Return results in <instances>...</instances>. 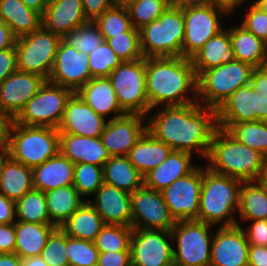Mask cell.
Wrapping results in <instances>:
<instances>
[{"label": "cell", "instance_id": "49", "mask_svg": "<svg viewBox=\"0 0 267 266\" xmlns=\"http://www.w3.org/2000/svg\"><path fill=\"white\" fill-rule=\"evenodd\" d=\"M245 5L249 7H246V10H248L245 12L243 19L239 21V24L267 43V14L257 8L252 2H250V5Z\"/></svg>", "mask_w": 267, "mask_h": 266}, {"label": "cell", "instance_id": "57", "mask_svg": "<svg viewBox=\"0 0 267 266\" xmlns=\"http://www.w3.org/2000/svg\"><path fill=\"white\" fill-rule=\"evenodd\" d=\"M248 266H267V246L249 245Z\"/></svg>", "mask_w": 267, "mask_h": 266}, {"label": "cell", "instance_id": "40", "mask_svg": "<svg viewBox=\"0 0 267 266\" xmlns=\"http://www.w3.org/2000/svg\"><path fill=\"white\" fill-rule=\"evenodd\" d=\"M132 232L130 226L105 224L94 244L99 252L130 251Z\"/></svg>", "mask_w": 267, "mask_h": 266}, {"label": "cell", "instance_id": "58", "mask_svg": "<svg viewBox=\"0 0 267 266\" xmlns=\"http://www.w3.org/2000/svg\"><path fill=\"white\" fill-rule=\"evenodd\" d=\"M250 85L256 92H267V66L253 69Z\"/></svg>", "mask_w": 267, "mask_h": 266}, {"label": "cell", "instance_id": "43", "mask_svg": "<svg viewBox=\"0 0 267 266\" xmlns=\"http://www.w3.org/2000/svg\"><path fill=\"white\" fill-rule=\"evenodd\" d=\"M62 39L78 52L85 54H90L105 41L94 21H89L80 27L74 28Z\"/></svg>", "mask_w": 267, "mask_h": 266}, {"label": "cell", "instance_id": "21", "mask_svg": "<svg viewBox=\"0 0 267 266\" xmlns=\"http://www.w3.org/2000/svg\"><path fill=\"white\" fill-rule=\"evenodd\" d=\"M94 197V199H93ZM88 202L105 224L132 227L131 194L104 183ZM93 200V201H92Z\"/></svg>", "mask_w": 267, "mask_h": 266}, {"label": "cell", "instance_id": "48", "mask_svg": "<svg viewBox=\"0 0 267 266\" xmlns=\"http://www.w3.org/2000/svg\"><path fill=\"white\" fill-rule=\"evenodd\" d=\"M67 234L57 227L48 237L40 256L48 266H69Z\"/></svg>", "mask_w": 267, "mask_h": 266}, {"label": "cell", "instance_id": "34", "mask_svg": "<svg viewBox=\"0 0 267 266\" xmlns=\"http://www.w3.org/2000/svg\"><path fill=\"white\" fill-rule=\"evenodd\" d=\"M104 226L103 219L94 207L84 201L60 228L71 238L94 242Z\"/></svg>", "mask_w": 267, "mask_h": 266}, {"label": "cell", "instance_id": "15", "mask_svg": "<svg viewBox=\"0 0 267 266\" xmlns=\"http://www.w3.org/2000/svg\"><path fill=\"white\" fill-rule=\"evenodd\" d=\"M202 187V166L174 181L161 193L175 221L198 220Z\"/></svg>", "mask_w": 267, "mask_h": 266}, {"label": "cell", "instance_id": "18", "mask_svg": "<svg viewBox=\"0 0 267 266\" xmlns=\"http://www.w3.org/2000/svg\"><path fill=\"white\" fill-rule=\"evenodd\" d=\"M249 243L243 227H218L213 234L210 266H248Z\"/></svg>", "mask_w": 267, "mask_h": 266}, {"label": "cell", "instance_id": "42", "mask_svg": "<svg viewBox=\"0 0 267 266\" xmlns=\"http://www.w3.org/2000/svg\"><path fill=\"white\" fill-rule=\"evenodd\" d=\"M94 23L99 27L104 40L123 35L132 27L127 8L118 5L107 9Z\"/></svg>", "mask_w": 267, "mask_h": 266}, {"label": "cell", "instance_id": "47", "mask_svg": "<svg viewBox=\"0 0 267 266\" xmlns=\"http://www.w3.org/2000/svg\"><path fill=\"white\" fill-rule=\"evenodd\" d=\"M69 266H97L99 251L94 242L71 238L67 235Z\"/></svg>", "mask_w": 267, "mask_h": 266}, {"label": "cell", "instance_id": "30", "mask_svg": "<svg viewBox=\"0 0 267 266\" xmlns=\"http://www.w3.org/2000/svg\"><path fill=\"white\" fill-rule=\"evenodd\" d=\"M230 38L237 61L253 68L267 66V43L247 31L240 24L230 25Z\"/></svg>", "mask_w": 267, "mask_h": 266}, {"label": "cell", "instance_id": "5", "mask_svg": "<svg viewBox=\"0 0 267 266\" xmlns=\"http://www.w3.org/2000/svg\"><path fill=\"white\" fill-rule=\"evenodd\" d=\"M182 11L185 22L182 56L189 59L210 38L226 27L224 17L228 18L232 15V9L229 6L212 0L182 3Z\"/></svg>", "mask_w": 267, "mask_h": 266}, {"label": "cell", "instance_id": "3", "mask_svg": "<svg viewBox=\"0 0 267 266\" xmlns=\"http://www.w3.org/2000/svg\"><path fill=\"white\" fill-rule=\"evenodd\" d=\"M202 165V187L198 221L213 226H235L239 194L243 181L215 173Z\"/></svg>", "mask_w": 267, "mask_h": 266}, {"label": "cell", "instance_id": "62", "mask_svg": "<svg viewBox=\"0 0 267 266\" xmlns=\"http://www.w3.org/2000/svg\"><path fill=\"white\" fill-rule=\"evenodd\" d=\"M27 7L44 14L47 3L45 0H21Z\"/></svg>", "mask_w": 267, "mask_h": 266}, {"label": "cell", "instance_id": "35", "mask_svg": "<svg viewBox=\"0 0 267 266\" xmlns=\"http://www.w3.org/2000/svg\"><path fill=\"white\" fill-rule=\"evenodd\" d=\"M104 183L132 194L144 185V176L132 165L127 156H115L103 165Z\"/></svg>", "mask_w": 267, "mask_h": 266}, {"label": "cell", "instance_id": "16", "mask_svg": "<svg viewBox=\"0 0 267 266\" xmlns=\"http://www.w3.org/2000/svg\"><path fill=\"white\" fill-rule=\"evenodd\" d=\"M90 79L92 75L88 65V54L78 52L61 39L48 81L76 93Z\"/></svg>", "mask_w": 267, "mask_h": 266}, {"label": "cell", "instance_id": "23", "mask_svg": "<svg viewBox=\"0 0 267 266\" xmlns=\"http://www.w3.org/2000/svg\"><path fill=\"white\" fill-rule=\"evenodd\" d=\"M87 22L82 0L52 1L42 15V25L61 38Z\"/></svg>", "mask_w": 267, "mask_h": 266}, {"label": "cell", "instance_id": "17", "mask_svg": "<svg viewBox=\"0 0 267 266\" xmlns=\"http://www.w3.org/2000/svg\"><path fill=\"white\" fill-rule=\"evenodd\" d=\"M147 131L146 117L124 114L107 120L101 140L111 157L127 156L139 138Z\"/></svg>", "mask_w": 267, "mask_h": 266}, {"label": "cell", "instance_id": "44", "mask_svg": "<svg viewBox=\"0 0 267 266\" xmlns=\"http://www.w3.org/2000/svg\"><path fill=\"white\" fill-rule=\"evenodd\" d=\"M171 4V0H137L126 6L135 29L150 24Z\"/></svg>", "mask_w": 267, "mask_h": 266}, {"label": "cell", "instance_id": "4", "mask_svg": "<svg viewBox=\"0 0 267 266\" xmlns=\"http://www.w3.org/2000/svg\"><path fill=\"white\" fill-rule=\"evenodd\" d=\"M265 156L236 141L218 128L213 135L205 166L211 171L243 182L257 181Z\"/></svg>", "mask_w": 267, "mask_h": 266}, {"label": "cell", "instance_id": "41", "mask_svg": "<svg viewBox=\"0 0 267 266\" xmlns=\"http://www.w3.org/2000/svg\"><path fill=\"white\" fill-rule=\"evenodd\" d=\"M104 184L103 168L87 163L74 164L73 186L79 195L88 201Z\"/></svg>", "mask_w": 267, "mask_h": 266}, {"label": "cell", "instance_id": "67", "mask_svg": "<svg viewBox=\"0 0 267 266\" xmlns=\"http://www.w3.org/2000/svg\"><path fill=\"white\" fill-rule=\"evenodd\" d=\"M114 1H115V5L126 7L132 2H135L137 0H114Z\"/></svg>", "mask_w": 267, "mask_h": 266}, {"label": "cell", "instance_id": "65", "mask_svg": "<svg viewBox=\"0 0 267 266\" xmlns=\"http://www.w3.org/2000/svg\"><path fill=\"white\" fill-rule=\"evenodd\" d=\"M257 182L267 189V157H265Z\"/></svg>", "mask_w": 267, "mask_h": 266}, {"label": "cell", "instance_id": "36", "mask_svg": "<svg viewBox=\"0 0 267 266\" xmlns=\"http://www.w3.org/2000/svg\"><path fill=\"white\" fill-rule=\"evenodd\" d=\"M51 224L59 227L85 201L73 185L45 192Z\"/></svg>", "mask_w": 267, "mask_h": 266}, {"label": "cell", "instance_id": "37", "mask_svg": "<svg viewBox=\"0 0 267 266\" xmlns=\"http://www.w3.org/2000/svg\"><path fill=\"white\" fill-rule=\"evenodd\" d=\"M237 214L239 221L267 220V189L257 181L243 182Z\"/></svg>", "mask_w": 267, "mask_h": 266}, {"label": "cell", "instance_id": "39", "mask_svg": "<svg viewBox=\"0 0 267 266\" xmlns=\"http://www.w3.org/2000/svg\"><path fill=\"white\" fill-rule=\"evenodd\" d=\"M16 220L51 224L47 210L45 192L32 189L15 202Z\"/></svg>", "mask_w": 267, "mask_h": 266}, {"label": "cell", "instance_id": "24", "mask_svg": "<svg viewBox=\"0 0 267 266\" xmlns=\"http://www.w3.org/2000/svg\"><path fill=\"white\" fill-rule=\"evenodd\" d=\"M76 94L87 103L92 110L105 119L108 118V120H111L126 114L118 103L108 77H95L90 79Z\"/></svg>", "mask_w": 267, "mask_h": 266}, {"label": "cell", "instance_id": "59", "mask_svg": "<svg viewBox=\"0 0 267 266\" xmlns=\"http://www.w3.org/2000/svg\"><path fill=\"white\" fill-rule=\"evenodd\" d=\"M16 40L17 37L13 34L10 27L0 19V51L14 47Z\"/></svg>", "mask_w": 267, "mask_h": 266}, {"label": "cell", "instance_id": "61", "mask_svg": "<svg viewBox=\"0 0 267 266\" xmlns=\"http://www.w3.org/2000/svg\"><path fill=\"white\" fill-rule=\"evenodd\" d=\"M0 266H21V258L16 253H0Z\"/></svg>", "mask_w": 267, "mask_h": 266}, {"label": "cell", "instance_id": "1", "mask_svg": "<svg viewBox=\"0 0 267 266\" xmlns=\"http://www.w3.org/2000/svg\"><path fill=\"white\" fill-rule=\"evenodd\" d=\"M146 116L147 131L173 151H184L206 160L218 129L217 110L198 102L162 106Z\"/></svg>", "mask_w": 267, "mask_h": 266}, {"label": "cell", "instance_id": "70", "mask_svg": "<svg viewBox=\"0 0 267 266\" xmlns=\"http://www.w3.org/2000/svg\"><path fill=\"white\" fill-rule=\"evenodd\" d=\"M45 1L48 4V3L52 2V1H55V0H45Z\"/></svg>", "mask_w": 267, "mask_h": 266}, {"label": "cell", "instance_id": "51", "mask_svg": "<svg viewBox=\"0 0 267 266\" xmlns=\"http://www.w3.org/2000/svg\"><path fill=\"white\" fill-rule=\"evenodd\" d=\"M97 266H131V251L100 252Z\"/></svg>", "mask_w": 267, "mask_h": 266}, {"label": "cell", "instance_id": "60", "mask_svg": "<svg viewBox=\"0 0 267 266\" xmlns=\"http://www.w3.org/2000/svg\"><path fill=\"white\" fill-rule=\"evenodd\" d=\"M256 121H267V92H256Z\"/></svg>", "mask_w": 267, "mask_h": 266}, {"label": "cell", "instance_id": "54", "mask_svg": "<svg viewBox=\"0 0 267 266\" xmlns=\"http://www.w3.org/2000/svg\"><path fill=\"white\" fill-rule=\"evenodd\" d=\"M16 233L14 223L0 224V253H14Z\"/></svg>", "mask_w": 267, "mask_h": 266}, {"label": "cell", "instance_id": "69", "mask_svg": "<svg viewBox=\"0 0 267 266\" xmlns=\"http://www.w3.org/2000/svg\"><path fill=\"white\" fill-rule=\"evenodd\" d=\"M6 153L0 148V159L5 155Z\"/></svg>", "mask_w": 267, "mask_h": 266}, {"label": "cell", "instance_id": "31", "mask_svg": "<svg viewBox=\"0 0 267 266\" xmlns=\"http://www.w3.org/2000/svg\"><path fill=\"white\" fill-rule=\"evenodd\" d=\"M173 150L146 131L127 155L132 165L145 176L167 159Z\"/></svg>", "mask_w": 267, "mask_h": 266}, {"label": "cell", "instance_id": "26", "mask_svg": "<svg viewBox=\"0 0 267 266\" xmlns=\"http://www.w3.org/2000/svg\"><path fill=\"white\" fill-rule=\"evenodd\" d=\"M193 158L195 157L191 153L172 151L165 161L144 176V185L156 191H162L198 166L194 164Z\"/></svg>", "mask_w": 267, "mask_h": 266}, {"label": "cell", "instance_id": "64", "mask_svg": "<svg viewBox=\"0 0 267 266\" xmlns=\"http://www.w3.org/2000/svg\"><path fill=\"white\" fill-rule=\"evenodd\" d=\"M215 2H219L222 4H225L229 6L232 9V14H234L236 11H238L239 7H242V4H245V1L247 2L248 0H212Z\"/></svg>", "mask_w": 267, "mask_h": 266}, {"label": "cell", "instance_id": "29", "mask_svg": "<svg viewBox=\"0 0 267 266\" xmlns=\"http://www.w3.org/2000/svg\"><path fill=\"white\" fill-rule=\"evenodd\" d=\"M32 189V168L14 161L5 154L0 159V193L16 202Z\"/></svg>", "mask_w": 267, "mask_h": 266}, {"label": "cell", "instance_id": "33", "mask_svg": "<svg viewBox=\"0 0 267 266\" xmlns=\"http://www.w3.org/2000/svg\"><path fill=\"white\" fill-rule=\"evenodd\" d=\"M0 19L17 38L32 33L42 25V15L21 0H0Z\"/></svg>", "mask_w": 267, "mask_h": 266}, {"label": "cell", "instance_id": "12", "mask_svg": "<svg viewBox=\"0 0 267 266\" xmlns=\"http://www.w3.org/2000/svg\"><path fill=\"white\" fill-rule=\"evenodd\" d=\"M108 78L121 109L126 114L146 117L151 109L146 92L145 58L122 62Z\"/></svg>", "mask_w": 267, "mask_h": 266}, {"label": "cell", "instance_id": "55", "mask_svg": "<svg viewBox=\"0 0 267 266\" xmlns=\"http://www.w3.org/2000/svg\"><path fill=\"white\" fill-rule=\"evenodd\" d=\"M15 119L0 110V148L6 153L10 143V134Z\"/></svg>", "mask_w": 267, "mask_h": 266}, {"label": "cell", "instance_id": "32", "mask_svg": "<svg viewBox=\"0 0 267 266\" xmlns=\"http://www.w3.org/2000/svg\"><path fill=\"white\" fill-rule=\"evenodd\" d=\"M15 252L21 259L40 256L48 237L57 228L53 224H38L16 220Z\"/></svg>", "mask_w": 267, "mask_h": 266}, {"label": "cell", "instance_id": "8", "mask_svg": "<svg viewBox=\"0 0 267 266\" xmlns=\"http://www.w3.org/2000/svg\"><path fill=\"white\" fill-rule=\"evenodd\" d=\"M253 69L235 60L203 71L197 77L198 103L217 110L239 87L250 83Z\"/></svg>", "mask_w": 267, "mask_h": 266}, {"label": "cell", "instance_id": "56", "mask_svg": "<svg viewBox=\"0 0 267 266\" xmlns=\"http://www.w3.org/2000/svg\"><path fill=\"white\" fill-rule=\"evenodd\" d=\"M16 222L15 201L8 199L0 193V224H12Z\"/></svg>", "mask_w": 267, "mask_h": 266}, {"label": "cell", "instance_id": "28", "mask_svg": "<svg viewBox=\"0 0 267 266\" xmlns=\"http://www.w3.org/2000/svg\"><path fill=\"white\" fill-rule=\"evenodd\" d=\"M197 77L205 70L236 60L230 38V26L210 38L191 58Z\"/></svg>", "mask_w": 267, "mask_h": 266}, {"label": "cell", "instance_id": "22", "mask_svg": "<svg viewBox=\"0 0 267 266\" xmlns=\"http://www.w3.org/2000/svg\"><path fill=\"white\" fill-rule=\"evenodd\" d=\"M59 152L73 164L87 163L103 167L111 158L101 137L59 133Z\"/></svg>", "mask_w": 267, "mask_h": 266}, {"label": "cell", "instance_id": "7", "mask_svg": "<svg viewBox=\"0 0 267 266\" xmlns=\"http://www.w3.org/2000/svg\"><path fill=\"white\" fill-rule=\"evenodd\" d=\"M59 153V131L52 127L24 126L14 122L6 154L34 168Z\"/></svg>", "mask_w": 267, "mask_h": 266}, {"label": "cell", "instance_id": "10", "mask_svg": "<svg viewBox=\"0 0 267 266\" xmlns=\"http://www.w3.org/2000/svg\"><path fill=\"white\" fill-rule=\"evenodd\" d=\"M61 37L41 25L16 40L17 70L34 73L48 80Z\"/></svg>", "mask_w": 267, "mask_h": 266}, {"label": "cell", "instance_id": "27", "mask_svg": "<svg viewBox=\"0 0 267 266\" xmlns=\"http://www.w3.org/2000/svg\"><path fill=\"white\" fill-rule=\"evenodd\" d=\"M32 176L34 189L43 192L73 185L74 164L59 152L32 168Z\"/></svg>", "mask_w": 267, "mask_h": 266}, {"label": "cell", "instance_id": "6", "mask_svg": "<svg viewBox=\"0 0 267 266\" xmlns=\"http://www.w3.org/2000/svg\"><path fill=\"white\" fill-rule=\"evenodd\" d=\"M144 58L182 56L185 22L182 4L171 3L153 22L139 29Z\"/></svg>", "mask_w": 267, "mask_h": 266}, {"label": "cell", "instance_id": "53", "mask_svg": "<svg viewBox=\"0 0 267 266\" xmlns=\"http://www.w3.org/2000/svg\"><path fill=\"white\" fill-rule=\"evenodd\" d=\"M17 70L16 47L0 51V82Z\"/></svg>", "mask_w": 267, "mask_h": 266}, {"label": "cell", "instance_id": "14", "mask_svg": "<svg viewBox=\"0 0 267 266\" xmlns=\"http://www.w3.org/2000/svg\"><path fill=\"white\" fill-rule=\"evenodd\" d=\"M131 208L133 229L171 231L175 226L161 191L143 185L131 194Z\"/></svg>", "mask_w": 267, "mask_h": 266}, {"label": "cell", "instance_id": "68", "mask_svg": "<svg viewBox=\"0 0 267 266\" xmlns=\"http://www.w3.org/2000/svg\"><path fill=\"white\" fill-rule=\"evenodd\" d=\"M209 0H171V3L173 4H182L187 2H206Z\"/></svg>", "mask_w": 267, "mask_h": 266}, {"label": "cell", "instance_id": "38", "mask_svg": "<svg viewBox=\"0 0 267 266\" xmlns=\"http://www.w3.org/2000/svg\"><path fill=\"white\" fill-rule=\"evenodd\" d=\"M225 131L239 143L267 157V121L233 123Z\"/></svg>", "mask_w": 267, "mask_h": 266}, {"label": "cell", "instance_id": "13", "mask_svg": "<svg viewBox=\"0 0 267 266\" xmlns=\"http://www.w3.org/2000/svg\"><path fill=\"white\" fill-rule=\"evenodd\" d=\"M170 231L133 229L131 266H174Z\"/></svg>", "mask_w": 267, "mask_h": 266}, {"label": "cell", "instance_id": "25", "mask_svg": "<svg viewBox=\"0 0 267 266\" xmlns=\"http://www.w3.org/2000/svg\"><path fill=\"white\" fill-rule=\"evenodd\" d=\"M256 91L249 84L239 87L217 109L218 128L226 130L233 123L256 121Z\"/></svg>", "mask_w": 267, "mask_h": 266}, {"label": "cell", "instance_id": "45", "mask_svg": "<svg viewBox=\"0 0 267 266\" xmlns=\"http://www.w3.org/2000/svg\"><path fill=\"white\" fill-rule=\"evenodd\" d=\"M105 41L122 62L144 58L140 47V32L133 26L123 35L114 36Z\"/></svg>", "mask_w": 267, "mask_h": 266}, {"label": "cell", "instance_id": "9", "mask_svg": "<svg viewBox=\"0 0 267 266\" xmlns=\"http://www.w3.org/2000/svg\"><path fill=\"white\" fill-rule=\"evenodd\" d=\"M213 228L198 220L176 221L170 231L177 246H173L174 266H210Z\"/></svg>", "mask_w": 267, "mask_h": 266}, {"label": "cell", "instance_id": "63", "mask_svg": "<svg viewBox=\"0 0 267 266\" xmlns=\"http://www.w3.org/2000/svg\"><path fill=\"white\" fill-rule=\"evenodd\" d=\"M21 266H48L41 256L28 257L21 259Z\"/></svg>", "mask_w": 267, "mask_h": 266}, {"label": "cell", "instance_id": "46", "mask_svg": "<svg viewBox=\"0 0 267 266\" xmlns=\"http://www.w3.org/2000/svg\"><path fill=\"white\" fill-rule=\"evenodd\" d=\"M122 63L106 41L88 54V65L92 78L108 77L112 70Z\"/></svg>", "mask_w": 267, "mask_h": 266}, {"label": "cell", "instance_id": "19", "mask_svg": "<svg viewBox=\"0 0 267 266\" xmlns=\"http://www.w3.org/2000/svg\"><path fill=\"white\" fill-rule=\"evenodd\" d=\"M45 81L40 75L16 70L0 82V110L15 119Z\"/></svg>", "mask_w": 267, "mask_h": 266}, {"label": "cell", "instance_id": "50", "mask_svg": "<svg viewBox=\"0 0 267 266\" xmlns=\"http://www.w3.org/2000/svg\"><path fill=\"white\" fill-rule=\"evenodd\" d=\"M248 222L246 229L243 228L249 245L267 246V220L260 219ZM250 222V225H249Z\"/></svg>", "mask_w": 267, "mask_h": 266}, {"label": "cell", "instance_id": "66", "mask_svg": "<svg viewBox=\"0 0 267 266\" xmlns=\"http://www.w3.org/2000/svg\"><path fill=\"white\" fill-rule=\"evenodd\" d=\"M252 3L261 11L267 14V0H251Z\"/></svg>", "mask_w": 267, "mask_h": 266}, {"label": "cell", "instance_id": "20", "mask_svg": "<svg viewBox=\"0 0 267 266\" xmlns=\"http://www.w3.org/2000/svg\"><path fill=\"white\" fill-rule=\"evenodd\" d=\"M108 119L98 115L76 93L66 103L58 126L59 133L101 137Z\"/></svg>", "mask_w": 267, "mask_h": 266}, {"label": "cell", "instance_id": "11", "mask_svg": "<svg viewBox=\"0 0 267 266\" xmlns=\"http://www.w3.org/2000/svg\"><path fill=\"white\" fill-rule=\"evenodd\" d=\"M74 92L46 80L37 93L25 104L15 118V123L24 126L58 128L67 101Z\"/></svg>", "mask_w": 267, "mask_h": 266}, {"label": "cell", "instance_id": "52", "mask_svg": "<svg viewBox=\"0 0 267 266\" xmlns=\"http://www.w3.org/2000/svg\"><path fill=\"white\" fill-rule=\"evenodd\" d=\"M84 14L88 21H95L107 9L115 5L114 0H82Z\"/></svg>", "mask_w": 267, "mask_h": 266}, {"label": "cell", "instance_id": "2", "mask_svg": "<svg viewBox=\"0 0 267 266\" xmlns=\"http://www.w3.org/2000/svg\"><path fill=\"white\" fill-rule=\"evenodd\" d=\"M145 74L151 110L198 102L197 75L191 59L183 56L145 58Z\"/></svg>", "mask_w": 267, "mask_h": 266}]
</instances>
